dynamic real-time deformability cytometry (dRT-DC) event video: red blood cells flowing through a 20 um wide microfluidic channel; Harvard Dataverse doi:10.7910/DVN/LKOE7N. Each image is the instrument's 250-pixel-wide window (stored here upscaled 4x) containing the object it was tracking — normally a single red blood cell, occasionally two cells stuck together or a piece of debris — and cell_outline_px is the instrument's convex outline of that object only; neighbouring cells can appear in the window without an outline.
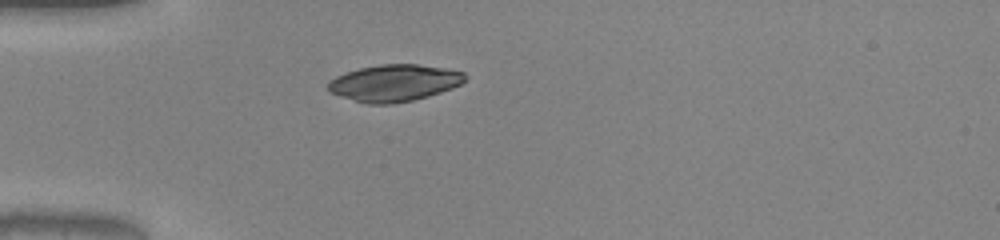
{"species": "common noctule bat (a hibernating species)", "species_latin": "Nyctalus noctula", "temperature_condition": "warm", "stored_images_in_passage": 37, "camera_frame_rate_fps": 3000, "um_per_image_px": 0.085, "animal": {"sex": "male", "body_mass_g": 20.0, "forearm_length_mm": 53.3}, "frame": {"image": 1, "passage_image": 1, "time_ms": 0.0, "image_size_px": [1000, 240], "cell_outline_px": [[468, 76], [460, 84], [452, 88], [428, 96], [412, 100], [392, 104], [368, 104], [340, 96], [332, 92], [328, 88], [328, 84], [336, 76], [360, 68], [380, 64], [416, 64], [444, 68], [464, 72]], "centroid_in_image_um": [33.54, 7.05], "position_along_channel_um": 51.5, "area_um2": 29.02}}
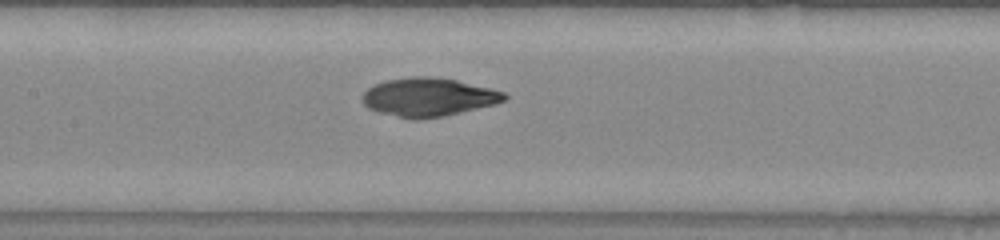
{"frame": {"image": 2, "passage_image": 11, "time_ms": 3.333, "image_size_px": [1000, 240], "cell_outline_px": [[508, 96], [504, 100], [492, 104], [444, 116], [416, 120], [380, 112], [368, 108], [364, 104], [364, 92], [368, 88], [384, 80], [412, 76], [428, 76], [456, 80], [504, 92]], "centroid_in_image_um": [36.39, 8.25], "position_along_channel_um": 171.0, "area_um2": 31.27}}
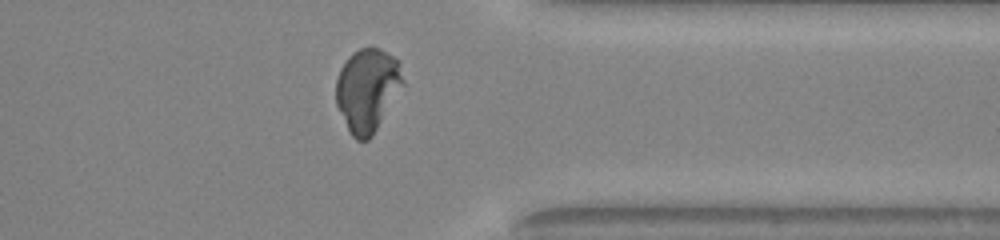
{"frame": {"image": 3, "passage_image": 27, "time_ms": 8.667, "image_size_px": [1000, 240], "cell_outline_px": [[404, 84], [372, 136], [368, 140], [356, 140], [352, 136], [336, 104], [336, 80], [340, 68], [348, 56], [352, 52], [360, 48], [380, 48], [400, 60]], "centroid_in_image_um": [31.23, 7.61], "position_along_channel_um": 380.2, "area_um2": 32.43}}